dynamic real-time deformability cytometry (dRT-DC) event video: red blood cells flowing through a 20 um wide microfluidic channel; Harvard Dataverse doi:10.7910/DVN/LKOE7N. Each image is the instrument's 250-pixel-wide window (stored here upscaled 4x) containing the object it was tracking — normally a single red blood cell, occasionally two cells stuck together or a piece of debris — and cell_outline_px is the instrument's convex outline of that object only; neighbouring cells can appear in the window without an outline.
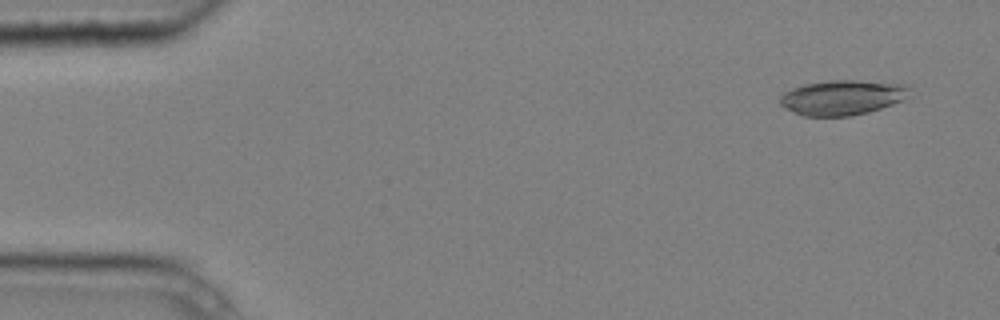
{"species": "common noctule bat (a hibernating species)", "species_latin": "Nyctalus noctula", "temperature_condition": "cold", "stored_images_in_passage": 5, "camera_frame_rate_fps": 3000, "um_per_image_px": 0.085, "animal": {"sex": "male", "body_mass_g": 20.4}, "frame": {"image": 1, "passage_image": 2, "time_ms": 0.333, "image_size_px": [1000, 320], "cell_outline_px": [[912, 88], [904, 100], [868, 112], [852, 116], [804, 116], [780, 104], [780, 96], [784, 92], [792, 88], [804, 84], [828, 80], [860, 80], [908, 84]], "centroid_in_image_um": [71.64, 8.27], "position_along_channel_um": 13.4, "area_um2": 26.47}}
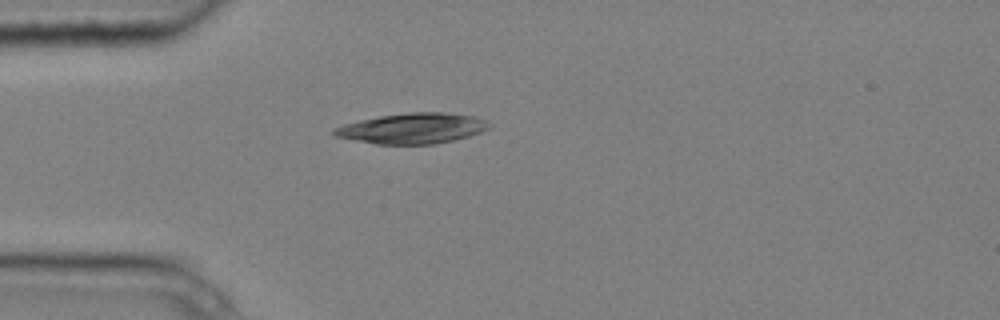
{"frame": {"image": 2, "passage_image": 5, "time_ms": 1.333, "image_size_px": [1000, 320], "cell_outline_px": [[492, 124], [488, 128], [480, 132], [456, 140], [436, 144], [376, 144], [332, 136], [332, 128], [344, 124], [360, 120], [380, 116], [408, 112], [444, 112], [476, 116], [488, 120]], "centroid_in_image_um": [35.07, 10.91], "position_along_channel_um": 49.9, "area_um2": 27.8}}